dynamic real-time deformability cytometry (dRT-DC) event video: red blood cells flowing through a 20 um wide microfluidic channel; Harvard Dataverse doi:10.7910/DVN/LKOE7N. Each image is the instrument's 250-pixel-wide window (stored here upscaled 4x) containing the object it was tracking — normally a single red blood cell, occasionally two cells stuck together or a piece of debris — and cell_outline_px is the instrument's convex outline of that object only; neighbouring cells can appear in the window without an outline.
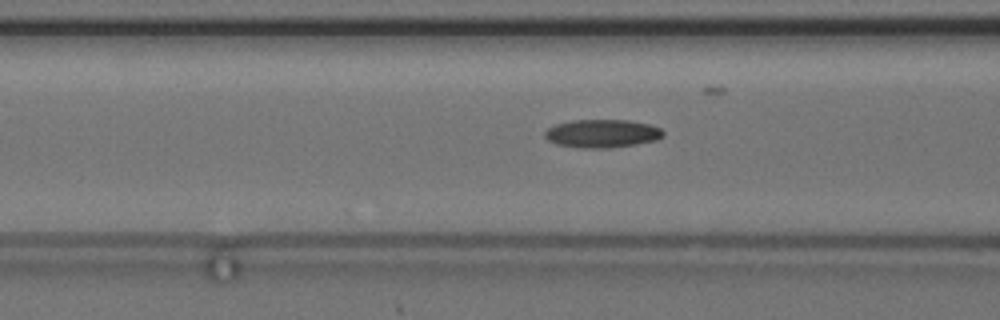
{"species": "common noctule bat (a hibernating species)", "species_latin": "Nyctalus noctula", "temperature_condition": "cold", "stored_images_in_passage": 26, "camera_frame_rate_fps": 3000, "um_per_image_px": 0.085, "animal": {"sex": "female", "body_mass_g": 24.6, "forearm_length_mm": 56.2}, "frame": {"image": 1, "passage_image": 6, "time_ms": 1.667, "image_size_px": [1000, 320], "cell_outline_px": [[664, 136], [656, 140], [636, 144], [608, 148], [580, 148], [556, 144], [548, 140], [544, 136], [544, 132], [548, 128], [556, 124], [572, 120], [628, 120], [648, 124], [660, 128], [664, 132]], "centroid_in_image_um": [51.17, 11.35], "position_along_channel_um": 115.4, "area_um2": 19.48}}
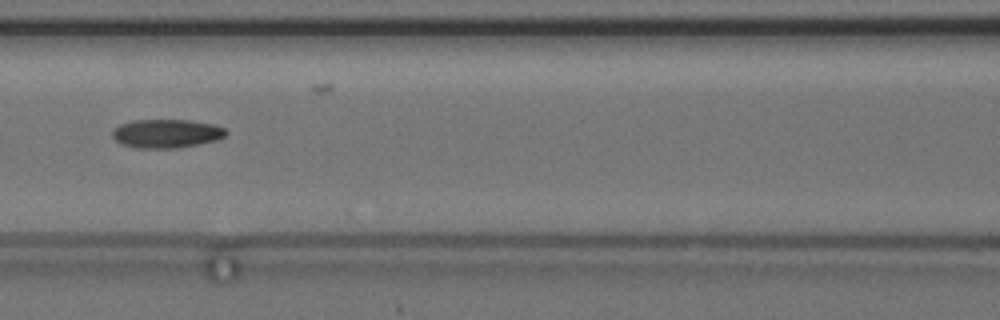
{"frame": {"image": 2, "passage_image": 9, "time_ms": 2.667, "image_size_px": [1000, 320], "cell_outline_px": [[228, 132], [224, 136], [216, 140], [176, 148], [136, 148], [120, 144], [112, 136], [112, 132], [120, 124], [132, 120], [188, 120], [216, 124], [224, 128]], "centroid_in_image_um": [14.14, 11.34], "position_along_channel_um": 152.5, "area_um2": 18.96}}